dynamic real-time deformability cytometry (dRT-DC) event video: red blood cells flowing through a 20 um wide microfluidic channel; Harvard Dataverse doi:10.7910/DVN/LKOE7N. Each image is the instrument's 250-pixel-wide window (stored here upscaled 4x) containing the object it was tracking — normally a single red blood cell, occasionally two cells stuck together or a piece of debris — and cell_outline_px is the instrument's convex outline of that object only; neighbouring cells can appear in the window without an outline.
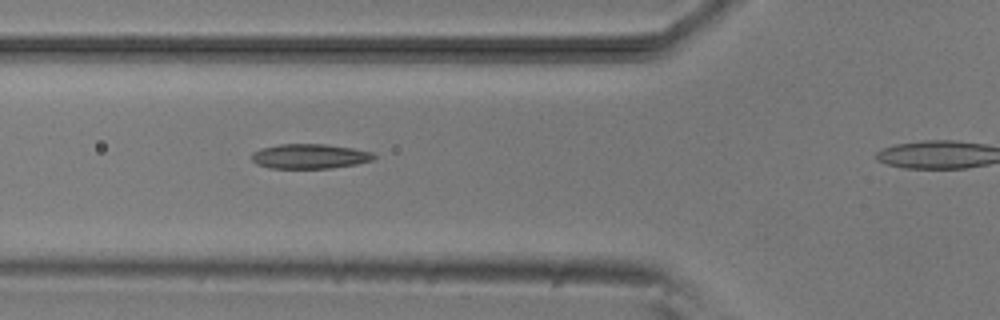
{"species": "common noctule bat (a hibernating species)", "species_latin": "Nyctalus noctula", "temperature_condition": "room temperature", "stored_images_in_passage": 4, "segment_of_instrument_passage": [1, 2], "camera_frame_rate_fps": 3000, "um_per_image_px": 0.085, "animal": {"sex": "male", "body_mass_g": 20.5, "forearm_length_mm": 52.5}, "frame": {"image": 1, "passage_image": 3, "time_ms": 3.333, "image_size_px": [1000, 320], "cell_outline_px": [[376, 156], [372, 160], [356, 164], [332, 168], [272, 168], [256, 164], [252, 160], [252, 152], [260, 148], [280, 144], [324, 144], [352, 148], [372, 152]], "centroid_in_image_um": [26.31, 13.28], "position_along_channel_um": 99.5, "area_um2": 17.57}}